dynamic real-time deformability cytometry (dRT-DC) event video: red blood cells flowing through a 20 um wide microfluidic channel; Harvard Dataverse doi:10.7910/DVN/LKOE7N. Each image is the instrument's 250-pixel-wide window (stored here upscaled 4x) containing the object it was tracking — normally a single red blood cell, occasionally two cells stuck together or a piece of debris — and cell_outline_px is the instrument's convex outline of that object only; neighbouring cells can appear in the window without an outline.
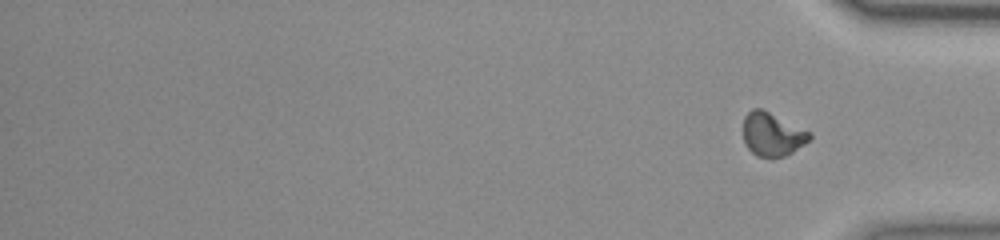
{"species": "common noctule bat (a hibernating species)", "species_latin": "Nyctalus noctula", "temperature_condition": "room temperature", "stored_images_in_passage": 49, "segment_of_instrument_passage": [2, 2], "camera_frame_rate_fps": 3000, "um_per_image_px": 0.085, "animal": {"sex": "female", "body_mass_g": 23.0, "forearm_length_mm": 53.4}, "frame": {"image": 1, "passage_image": 49, "time_ms": 16.0, "image_size_px": [1000, 240], "cell_outline_px": [[812, 136], [804, 144], [792, 152], [784, 156], [756, 156], [744, 144], [744, 116], [752, 108], [760, 108], [808, 132]], "centroid_in_image_um": [65.59, 11.42], "position_along_channel_um": 369.6, "area_um2": 16.18}}